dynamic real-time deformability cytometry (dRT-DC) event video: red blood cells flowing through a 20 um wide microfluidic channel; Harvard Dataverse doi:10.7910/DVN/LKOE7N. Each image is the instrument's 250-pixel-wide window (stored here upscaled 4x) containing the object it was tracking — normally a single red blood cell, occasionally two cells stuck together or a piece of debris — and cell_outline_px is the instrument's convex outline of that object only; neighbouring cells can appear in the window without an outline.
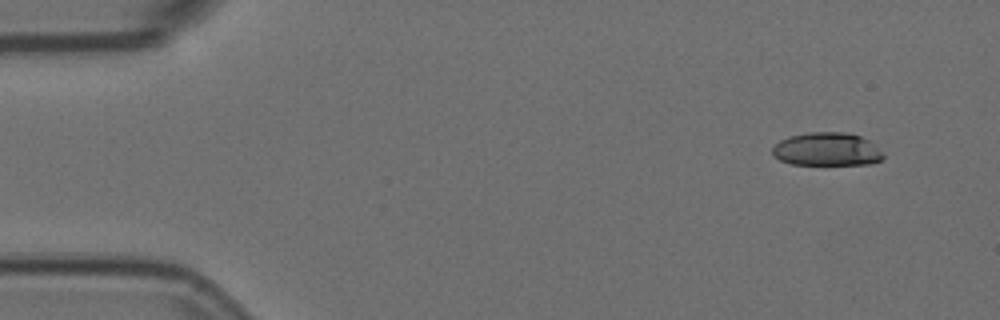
{"species": "Egyptian fruit bat (a non-hibernating species)", "species_latin": "Rousettus aegyptiacus", "temperature_condition": "room temperature", "stored_images_in_passage": 5, "camera_frame_rate_fps": 3000, "um_per_image_px": 0.085, "animal": {"sex": "female"}, "frame": {"image": 1, "passage_image": 1, "time_ms": 0.0, "image_size_px": [1000, 320], "cell_outline_px": [[884, 156], [880, 160], [872, 164], [792, 164], [780, 160], [772, 156], [772, 148], [780, 140], [788, 136], [808, 132], [844, 132], [860, 136], [872, 140], [884, 152]], "centroid_in_image_um": [70.32, 12.68], "position_along_channel_um": 14.7, "area_um2": 21.79}}